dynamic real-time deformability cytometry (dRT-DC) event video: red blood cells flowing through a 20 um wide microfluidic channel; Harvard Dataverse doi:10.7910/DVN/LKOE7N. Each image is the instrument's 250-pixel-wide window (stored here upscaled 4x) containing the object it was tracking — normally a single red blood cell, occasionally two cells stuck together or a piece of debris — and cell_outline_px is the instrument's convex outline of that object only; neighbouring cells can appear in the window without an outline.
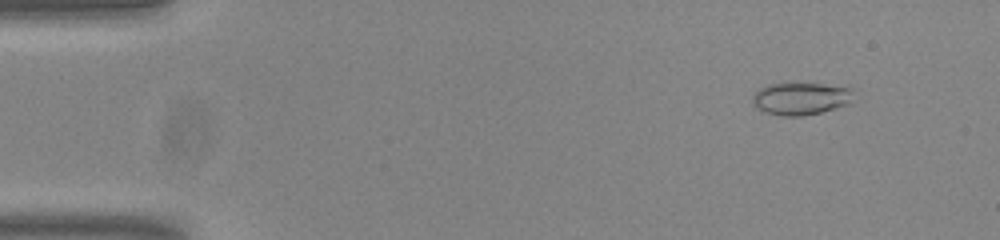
{"species": "common noctule bat (a hibernating species)", "species_latin": "Nyctalus noctula", "temperature_condition": "room temperature", "stored_images_in_passage": 53, "camera_frame_rate_fps": 3000, "um_per_image_px": 0.085, "animal": {"sex": "male", "body_mass_g": 20.0, "forearm_length_mm": 53.3}, "frame": {"image": 1, "passage_image": 6, "time_ms": 1.667, "image_size_px": [1000, 240], "cell_outline_px": [[852, 92], [848, 104], [836, 108], [820, 112], [800, 116], [784, 116], [768, 112], [756, 108], [752, 104], [752, 96], [760, 88], [768, 84], [820, 84], [848, 88]], "centroid_in_image_um": [68.0, 8.39], "position_along_channel_um": 17.0, "area_um2": 18.55}}
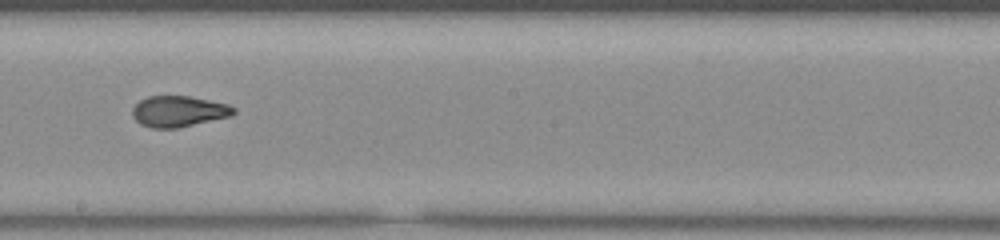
{"frame": {"image": 2, "passage_image": 31, "time_ms": 10.0, "image_size_px": [1000, 240], "cell_outline_px": [[236, 112], [232, 116], [176, 128], [152, 128], [140, 124], [132, 116], [132, 108], [140, 100], [148, 96], [188, 96], [228, 104], [236, 108]], "centroid_in_image_um": [15.18, 9.46], "position_along_channel_um": 233.0, "area_um2": 18.26}}
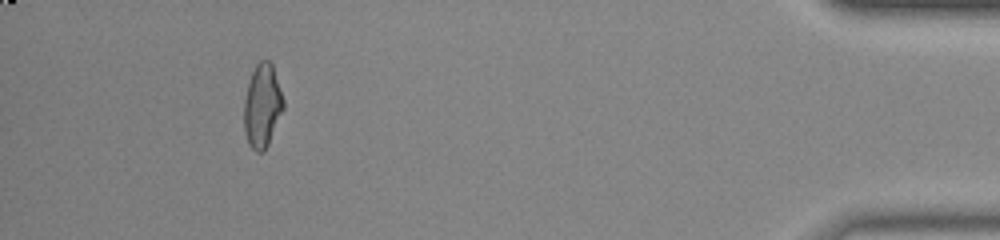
{"frame": {"image": 3, "passage_image": 50, "time_ms": 16.333, "image_size_px": [1000, 240], "cell_outline_px": [[284, 108], [268, 144], [264, 152], [256, 152], [248, 144], [244, 132], [244, 100], [248, 84], [252, 72], [256, 64], [260, 60], [268, 60], [272, 64], [284, 100]], "centroid_in_image_um": [22.29, 9.01], "position_along_channel_um": 412.9, "area_um2": 19.13}, "authors_computed_cell_mechanics": {"area_um2": 18.785, "velocity_mm_per_s": 3.8386, "shape_relaxation_time_tau1_ms": null, "shape_relaxation_time_tau2_ms": 1.1995, "deformation_change_tau1": null, "deformation_change_tau2": 0.0649}}